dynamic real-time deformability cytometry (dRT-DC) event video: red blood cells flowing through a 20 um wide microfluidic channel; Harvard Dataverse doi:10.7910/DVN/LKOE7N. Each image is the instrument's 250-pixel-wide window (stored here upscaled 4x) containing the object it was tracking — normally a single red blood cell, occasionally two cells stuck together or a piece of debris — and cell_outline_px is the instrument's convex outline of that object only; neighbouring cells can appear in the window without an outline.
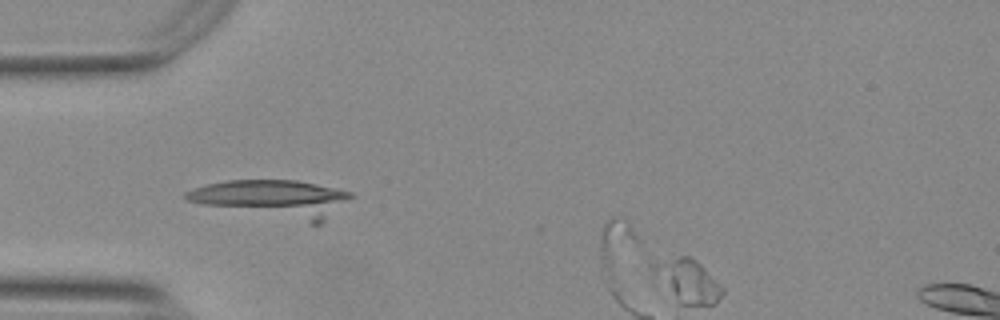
{"species": "Egyptian fruit bat (a non-hibernating species)", "species_latin": "Rousettus aegyptiacus", "temperature_condition": "warm", "stored_images_in_passage": 11, "camera_frame_rate_fps": 3000, "um_per_image_px": 0.085, "animal": {"sex": "female"}, "frame": {"image": 1, "passage_image": 11, "time_ms": 3.333, "image_size_px": [1000, 320], "cell_outline_px": [[724, 292], [712, 304], [680, 304], [648, 268], [648, 264], [680, 256], [692, 256], [724, 288]], "centroid_in_image_um": [58.41, 23.84], "position_along_channel_um": 26.6, "area_um2": 17.05}}